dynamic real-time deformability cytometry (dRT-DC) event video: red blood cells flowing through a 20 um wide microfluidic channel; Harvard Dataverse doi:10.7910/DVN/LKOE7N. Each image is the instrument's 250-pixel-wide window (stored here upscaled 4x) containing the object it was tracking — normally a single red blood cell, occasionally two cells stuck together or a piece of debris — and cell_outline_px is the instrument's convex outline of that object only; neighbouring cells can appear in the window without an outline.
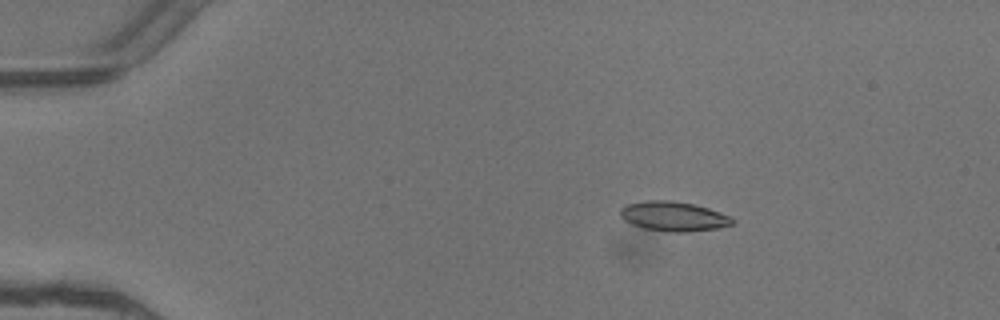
{"species": "common noctule bat (a hibernating species)", "species_latin": "Nyctalus noctula", "temperature_condition": "warm", "stored_images_in_passage": 4, "camera_frame_rate_fps": 3000, "um_per_image_px": 0.085, "animal": {"sex": "female"}, "frame": {"image": 1, "passage_image": 2, "time_ms": 0.333, "image_size_px": [1000, 320], "cell_outline_px": [[736, 220], [732, 224], [720, 228], [684, 232], [672, 232], [644, 228], [632, 224], [624, 220], [620, 216], [620, 208], [624, 204], [648, 200], [672, 200], [692, 204], [708, 208], [732, 216]], "centroid_in_image_um": [57.26, 18.38], "position_along_channel_um": 27.7, "area_um2": 19.48}}